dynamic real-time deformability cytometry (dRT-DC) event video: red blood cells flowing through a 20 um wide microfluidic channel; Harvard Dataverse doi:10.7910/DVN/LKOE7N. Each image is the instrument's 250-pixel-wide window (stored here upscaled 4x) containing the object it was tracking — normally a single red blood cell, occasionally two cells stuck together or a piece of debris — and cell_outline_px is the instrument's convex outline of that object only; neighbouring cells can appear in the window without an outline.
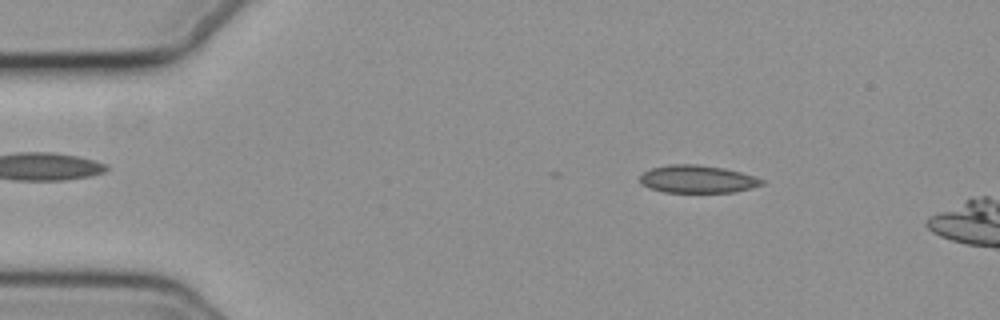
{"species": "common noctule bat (a hibernating species)", "species_latin": "Nyctalus noctula", "temperature_condition": "cold", "stored_images_in_passage": 11, "camera_frame_rate_fps": 3000, "um_per_image_px": 0.085, "animal": {"sex": "female", "body_mass_g": 19.3, "forearm_length_mm": 54.1}, "frame": {"image": 1, "passage_image": 8, "time_ms": 2.333, "image_size_px": [1000, 320], "cell_outline_px": [[764, 184], [752, 188], [736, 192], [664, 192], [648, 188], [640, 184], [640, 176], [644, 172], [652, 168], [672, 164], [696, 164], [724, 168], [740, 172], [764, 180]], "centroid_in_image_um": [59.27, 15.23], "position_along_channel_um": 25.7, "area_um2": 19.65}}